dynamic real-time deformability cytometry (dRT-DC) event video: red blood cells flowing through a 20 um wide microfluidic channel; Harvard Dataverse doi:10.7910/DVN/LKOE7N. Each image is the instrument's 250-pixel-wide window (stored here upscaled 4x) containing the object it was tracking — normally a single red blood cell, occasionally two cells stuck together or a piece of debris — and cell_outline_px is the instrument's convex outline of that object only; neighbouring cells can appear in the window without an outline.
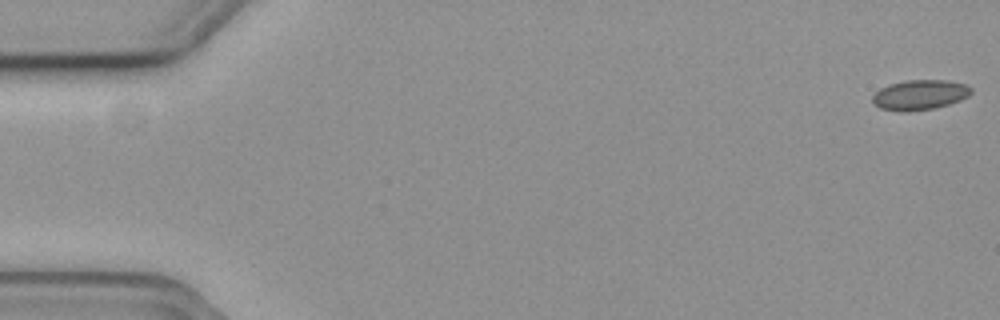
{"species": "common noctule bat (a hibernating species)", "species_latin": "Nyctalus noctula", "temperature_condition": "cold", "stored_images_in_passage": 57, "camera_frame_rate_fps": 3000, "um_per_image_px": 0.085, "animal": {"sex": "female", "body_mass_g": 19.3, "forearm_length_mm": 54.1}, "frame": {"image": 1, "passage_image": 1, "time_ms": 0.0, "image_size_px": [1000, 320], "cell_outline_px": [[972, 92], [968, 96], [960, 100], [948, 104], [932, 108], [908, 112], [880, 108], [872, 104], [872, 96], [880, 88], [888, 84], [904, 80], [948, 80], [968, 84], [972, 88]], "centroid_in_image_um": [78.18, 8.04], "position_along_channel_um": 6.8, "area_um2": 17.4}}
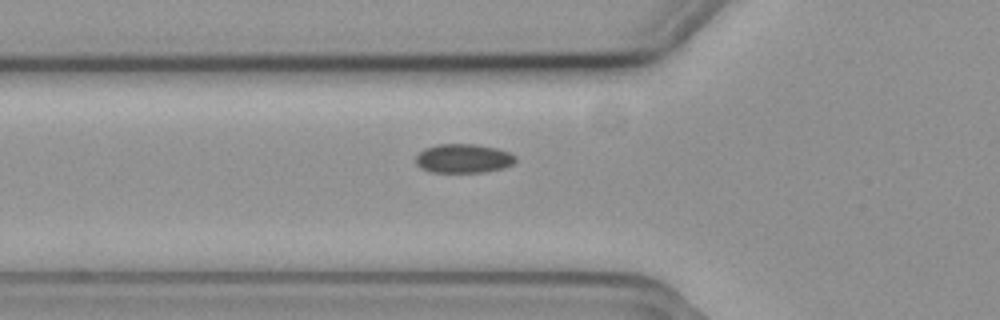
{"frame": {"image": 2, "passage_image": 20, "time_ms": 6.333, "image_size_px": [1000, 320], "cell_outline_px": [[516, 160], [512, 164], [504, 168], [484, 172], [432, 172], [420, 168], [416, 164], [416, 156], [424, 148], [436, 144], [476, 144], [496, 148], [508, 152], [516, 156]], "centroid_in_image_um": [39.38, 13.47], "position_along_channel_um": 86.4, "area_um2": 16.94}}
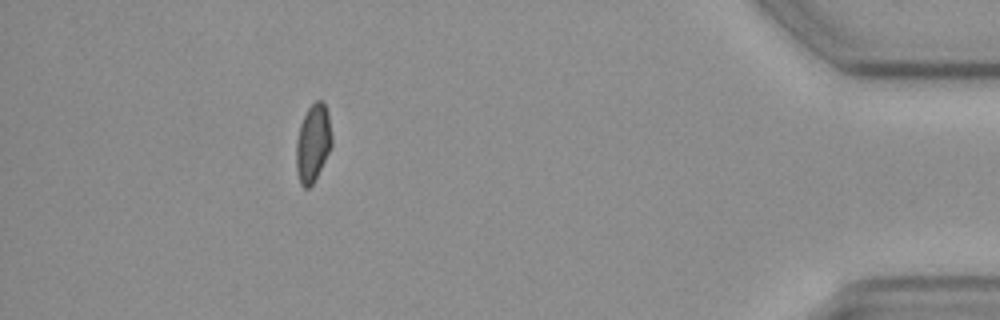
{"frame": {"image": 3, "passage_image": 51, "time_ms": 16.667, "image_size_px": [1000, 320], "cell_outline_px": [[332, 144], [312, 184], [308, 188], [304, 188], [300, 184], [296, 172], [296, 140], [300, 124], [308, 108], [316, 100], [324, 100], [328, 112], [332, 136]], "centroid_in_image_um": [26.59, 12.13], "position_along_channel_um": 408.6, "area_um2": 16.07}}